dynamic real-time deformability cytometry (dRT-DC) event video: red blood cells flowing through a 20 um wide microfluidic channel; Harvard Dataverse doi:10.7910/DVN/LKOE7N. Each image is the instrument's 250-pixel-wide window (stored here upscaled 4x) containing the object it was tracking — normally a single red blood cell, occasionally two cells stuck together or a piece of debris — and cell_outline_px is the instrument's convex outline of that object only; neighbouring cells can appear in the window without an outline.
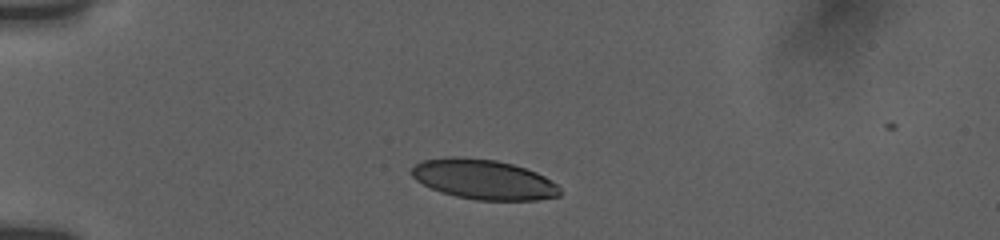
{"species": "human", "species_latin": "Homo sapiens", "temperature_condition": "room temperature", "stored_images_in_passage": 41, "camera_frame_rate_fps": 3000, "um_per_image_px": 0.085, "donor": {"sex": "female"}, "frame": {"image": 1, "passage_image": 1, "time_ms": 0.0, "image_size_px": [1000, 240], "cell_outline_px": [[560, 196], [536, 200], [476, 200], [456, 196], [440, 192], [416, 180], [412, 176], [412, 168], [416, 164], [424, 160], [444, 156], [460, 156], [496, 160], [512, 164], [536, 172], [544, 176], [556, 184], [560, 188]], "centroid_in_image_um": [41.1, 15.24], "position_along_channel_um": 43.9, "area_um2": 34.45}}
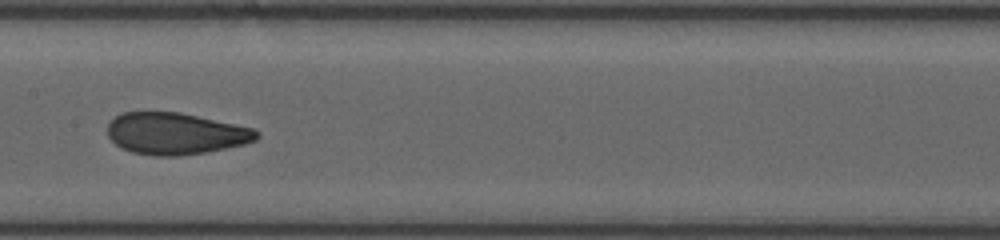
{"frame": {"image": 2, "passage_image": 16, "time_ms": 5.0, "image_size_px": [1000, 240], "cell_outline_px": [[260, 136], [256, 140], [244, 144], [204, 152], [180, 156], [156, 156], [132, 152], [116, 144], [108, 136], [108, 124], [120, 112], [180, 112], [252, 128], [260, 132]], "centroid_in_image_um": [14.92, 11.35], "position_along_channel_um": 192.5, "area_um2": 36.01}}
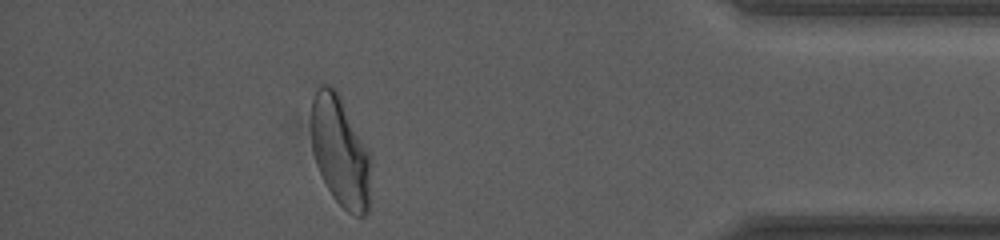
{"frame": {"image": 3, "passage_image": 36, "time_ms": 11.667, "image_size_px": [1000, 240], "cell_outline_px": [[372, 164], [368, 212], [364, 216], [356, 216], [348, 212], [332, 196], [316, 164], [312, 152], [312, 96], [316, 88], [320, 84], [328, 84], [340, 92], [368, 152]], "centroid_in_image_um": [28.93, 12.85], "position_along_channel_um": 406.3, "area_um2": 38.55}, "authors_computed_cell_mechanics": {"area_um2": 36.703, "velocity_mm_per_s": 3.7529, "shape_relaxation_time_tau1_ms": 5.1552, "shape_relaxation_time_tau2_ms": 0.9451, "deformation_change_tau1": 0.1753, "deformation_change_tau2": 0.0632}}